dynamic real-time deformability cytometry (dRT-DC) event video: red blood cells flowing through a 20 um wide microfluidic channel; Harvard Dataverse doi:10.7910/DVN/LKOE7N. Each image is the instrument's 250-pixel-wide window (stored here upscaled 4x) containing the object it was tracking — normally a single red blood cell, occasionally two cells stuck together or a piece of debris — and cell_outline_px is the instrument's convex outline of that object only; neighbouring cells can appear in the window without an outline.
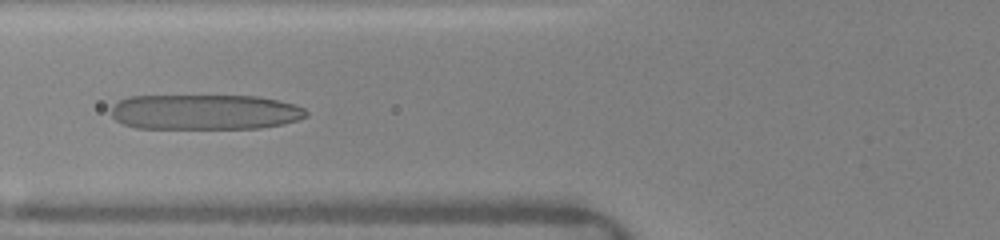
{"species": "human", "species_latin": "Homo sapiens", "temperature_condition": "warm", "stored_images_in_passage": 48, "camera_frame_rate_fps": 3000, "um_per_image_px": 0.085, "donor": {"sex": "female"}, "frame": {"image": 1, "passage_image": 6, "time_ms": 1.0, "image_size_px": [1000, 240], "cell_outline_px": [[308, 116], [284, 124], [260, 128], [136, 128], [124, 124], [116, 120], [112, 116], [112, 108], [120, 100], [128, 96], [256, 96], [276, 100], [292, 104], [304, 108], [308, 112]], "centroid_in_image_um": [17.42, 9.52], "position_along_channel_um": 108.4, "area_um2": 39.94}}
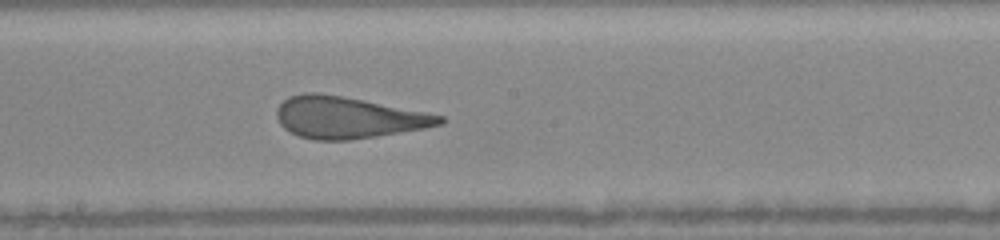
{"frame": {"image": 2, "passage_image": 20, "time_ms": 3.667, "image_size_px": [1000, 240], "cell_outline_px": [[444, 124], [424, 128], [348, 140], [316, 140], [300, 136], [284, 128], [280, 124], [276, 116], [276, 108], [288, 96], [304, 92], [316, 92], [340, 96], [424, 112], [444, 116]], "centroid_in_image_um": [29.52, 9.98], "position_along_channel_um": 218.7, "area_um2": 38.9}}
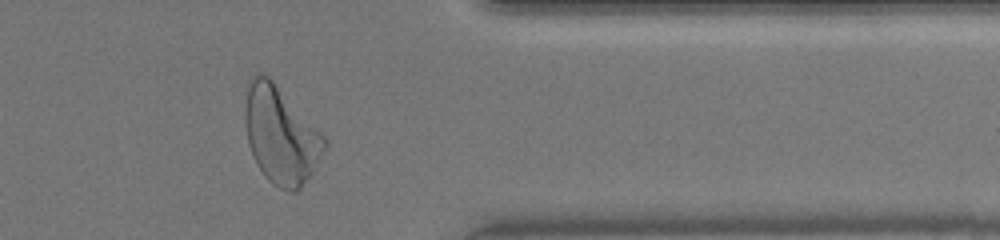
{"frame": {"image": 3, "passage_image": 37, "time_ms": 8.0, "image_size_px": [1000, 240], "cell_outline_px": [[328, 144], [312, 176], [296, 192], [292, 192], [280, 188], [272, 184], [264, 176], [256, 164], [248, 144], [244, 120], [244, 112], [248, 80], [252, 76], [260, 72], [268, 76], [272, 80], [328, 140]], "centroid_in_image_um": [23.86, 11.52], "position_along_channel_um": 387.5, "area_um2": 45.14}, "authors_computed_cell_mechanics": {"area_um2": 41.2114, "velocity_mm_per_s": 4.1295, "shape_relaxation_time_tau1_ms": 9.3326, "shape_relaxation_time_tau2_ms": 0.7662, "deformation_change_tau1": 0.3575, "deformation_change_tau2": 0.1084}}